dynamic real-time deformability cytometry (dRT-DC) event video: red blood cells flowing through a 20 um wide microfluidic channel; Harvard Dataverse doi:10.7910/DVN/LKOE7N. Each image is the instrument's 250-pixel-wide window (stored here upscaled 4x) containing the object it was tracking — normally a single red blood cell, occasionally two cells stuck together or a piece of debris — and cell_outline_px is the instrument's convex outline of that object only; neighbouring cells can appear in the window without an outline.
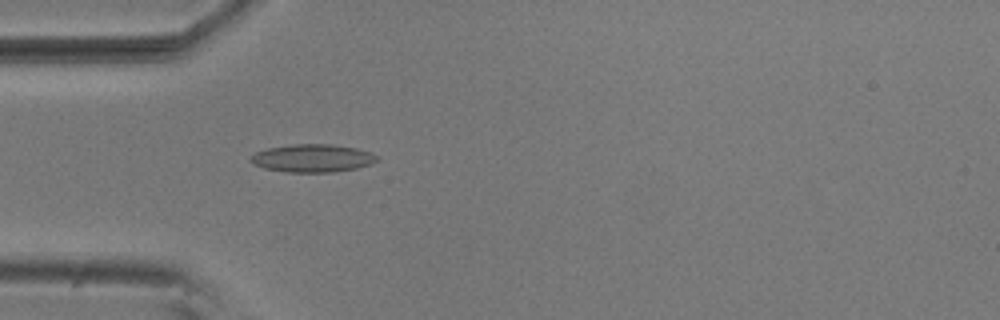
{"species": "common noctule bat (a hibernating species)", "species_latin": "Nyctalus noctula", "temperature_condition": "room temperature", "stored_images_in_passage": 54, "camera_frame_rate_fps": 3000, "um_per_image_px": 0.085, "animal": {"sex": "male", "body_mass_g": 20.5, "forearm_length_mm": 52.5}, "frame": {"image": 1, "passage_image": 16, "time_ms": 5.0, "image_size_px": [1000, 320], "cell_outline_px": [[380, 160], [372, 164], [356, 168], [336, 172], [288, 172], [264, 168], [252, 164], [248, 160], [256, 152], [268, 148], [292, 144], [332, 144], [356, 148], [368, 152], [376, 156]], "centroid_in_image_um": [26.56, 13.45], "position_along_channel_um": 58.4, "area_um2": 20.58}}
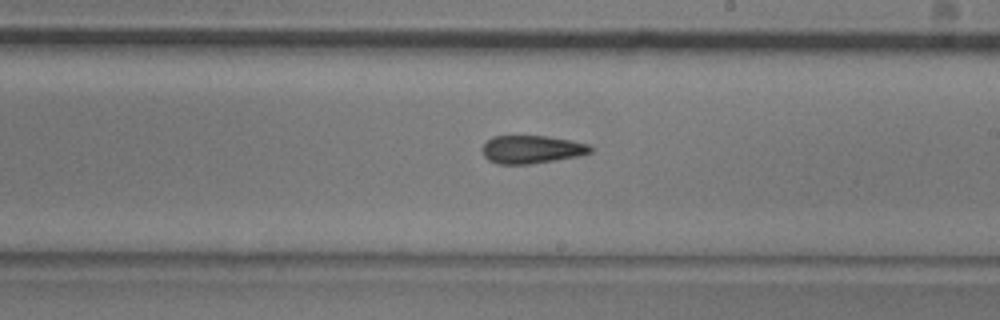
{"frame": {"image": 2, "passage_image": 31, "time_ms": 10.0, "image_size_px": [1000, 320], "cell_outline_px": [[592, 152], [580, 156], [556, 160], [528, 164], [496, 164], [488, 160], [484, 156], [480, 148], [492, 136], [548, 136], [572, 140], [588, 144], [592, 148]], "centroid_in_image_um": [45.18, 12.7], "position_along_channel_um": 243.8, "area_um2": 17.86}}
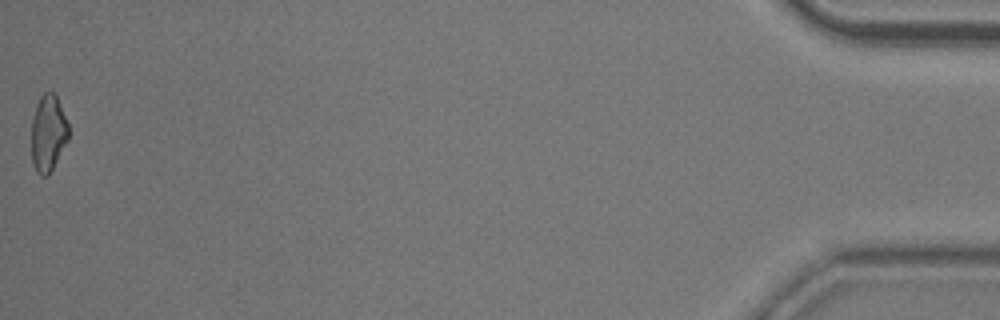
{"frame": {"image": 3, "passage_image": 54, "time_ms": 17.667, "image_size_px": [1000, 320], "cell_outline_px": [[68, 140], [48, 176], [40, 176], [36, 172], [32, 160], [32, 116], [36, 104], [40, 96], [44, 92], [52, 92], [56, 96], [68, 124]], "centroid_in_image_um": [4.08, 11.33], "position_along_channel_um": 431.1, "area_um2": 16.47}, "authors_computed_cell_mechanics": {"area_um2": 18.0914, "velocity_mm_per_s": 3.7376, "shape_relaxation_time_tau1_ms": 9.4912, "shape_relaxation_time_tau2_ms": 4.6733, "deformation_change_tau1": 0.1833, "deformation_change_tau2": 0.132}}